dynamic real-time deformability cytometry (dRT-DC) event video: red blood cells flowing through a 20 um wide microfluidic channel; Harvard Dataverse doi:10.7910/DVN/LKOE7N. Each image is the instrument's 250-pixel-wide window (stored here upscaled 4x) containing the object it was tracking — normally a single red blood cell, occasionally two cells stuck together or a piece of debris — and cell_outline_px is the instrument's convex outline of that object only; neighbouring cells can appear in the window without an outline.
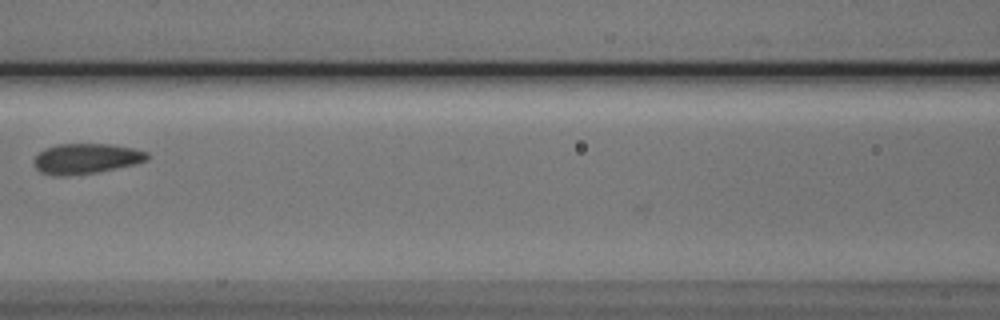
{"species": "Egyptian fruit bat (a non-hibernating species)", "species_latin": "Rousettus aegyptiacus", "temperature_condition": "cold", "stored_images_in_passage": 3, "camera_frame_rate_fps": 3000, "um_per_image_px": 0.085, "animal": {"sex": "male"}, "frame": {"image": 1, "passage_image": 3, "time_ms": 3.0, "image_size_px": [1000, 320], "cell_outline_px": [[148, 160], [136, 164], [96, 172], [64, 176], [56, 176], [40, 172], [36, 168], [36, 156], [44, 148], [56, 144], [112, 144], [132, 148], [148, 152]], "centroid_in_image_um": [7.34, 13.48], "position_along_channel_um": 159.3, "area_um2": 19.88}}